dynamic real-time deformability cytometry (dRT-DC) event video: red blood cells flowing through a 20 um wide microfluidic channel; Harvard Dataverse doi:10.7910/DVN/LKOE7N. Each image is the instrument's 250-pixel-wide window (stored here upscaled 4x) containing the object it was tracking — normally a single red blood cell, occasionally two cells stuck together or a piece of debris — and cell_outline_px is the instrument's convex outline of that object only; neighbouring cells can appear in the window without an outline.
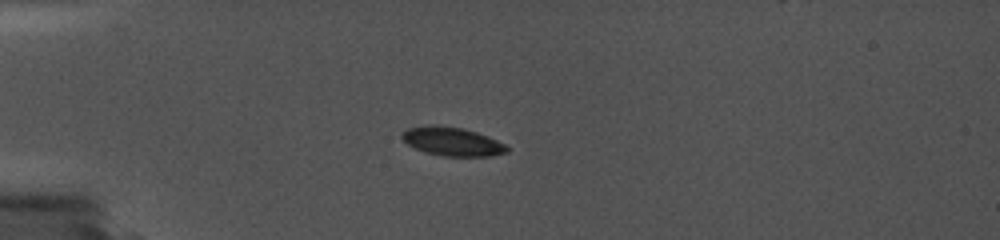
{"species": "common noctule bat (a hibernating species)", "species_latin": "Nyctalus noctula", "temperature_condition": "cold", "stored_images_in_passage": 27, "camera_frame_rate_fps": 5000, "um_per_image_px": 0.085, "animal": {"sex": "female", "body_mass_g": 19.0, "forearm_length_mm": 56.7}, "frame": {"image": 1, "passage_image": 1, "time_ms": 0.0, "image_size_px": [1000, 240], "cell_outline_px": [[508, 152], [492, 156], [444, 156], [424, 152], [408, 144], [400, 136], [400, 132], [408, 128], [424, 124], [432, 124], [464, 128], [488, 136], [504, 144], [508, 148]], "centroid_in_image_um": [38.4, 12.01], "position_along_channel_um": 46.6, "area_um2": 17.69}}
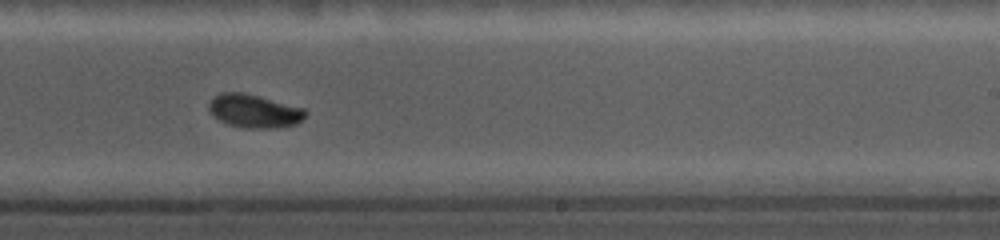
{"frame": {"image": 2, "passage_image": 18, "time_ms": 6.8, "image_size_px": [1000, 240], "cell_outline_px": [[308, 112], [296, 124], [272, 128], [244, 128], [228, 124], [212, 116], [208, 108], [208, 104], [220, 92], [240, 92], [260, 96], [304, 108]], "centroid_in_image_um": [21.59, 9.43], "position_along_channel_um": 267.4, "area_um2": 18.67}}
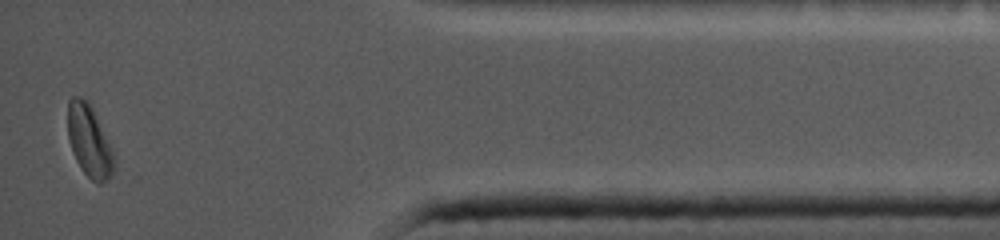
{"frame": {"image": 3, "passage_image": 26, "time_ms": 11.8, "image_size_px": [1000, 240], "cell_outline_px": [[112, 172], [100, 184], [96, 184], [80, 168], [72, 152], [68, 140], [68, 100], [72, 96], [80, 96], [92, 108], [112, 152]], "centroid_in_image_um": [7.51, 11.98], "position_along_channel_um": 427.7, "area_um2": 18.55}}